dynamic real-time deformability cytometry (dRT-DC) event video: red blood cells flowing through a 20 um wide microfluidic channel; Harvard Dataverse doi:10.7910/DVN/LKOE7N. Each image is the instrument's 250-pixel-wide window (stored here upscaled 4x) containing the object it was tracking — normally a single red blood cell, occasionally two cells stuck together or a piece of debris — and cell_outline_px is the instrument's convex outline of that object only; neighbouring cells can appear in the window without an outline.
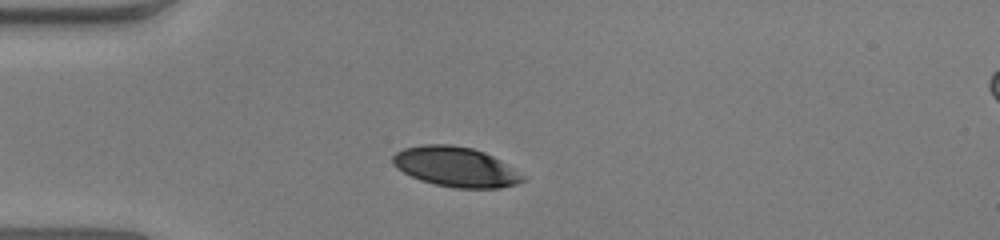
{"species": "human", "species_latin": "Homo sapiens", "temperature_condition": "warm", "stored_images_in_passage": 33, "camera_frame_rate_fps": 3000, "um_per_image_px": 0.085, "donor": {"sex": "male"}, "frame": {"image": 1, "passage_image": 1, "time_ms": 0.0, "image_size_px": [1000, 240], "cell_outline_px": [[528, 176], [524, 180], [516, 184], [500, 188], [456, 188], [436, 184], [420, 180], [396, 168], [392, 164], [392, 156], [396, 152], [404, 148], [424, 144], [452, 144], [472, 148], [484, 152], [500, 160]], "centroid_in_image_um": [38.75, 14.18], "position_along_channel_um": 46.2, "area_um2": 30.35}}
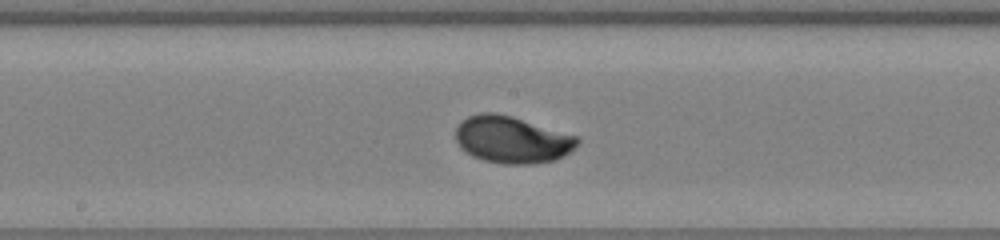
{"frame": {"image": 2, "passage_image": 15, "time_ms": 4.667, "image_size_px": [1000, 240], "cell_outline_px": [[580, 140], [564, 156], [556, 160], [532, 164], [504, 164], [484, 160], [472, 156], [460, 148], [456, 140], [456, 128], [460, 120], [468, 116], [480, 112], [496, 112], [512, 116], [580, 136]], "centroid_in_image_um": [43.51, 11.86], "position_along_channel_um": 204.7, "area_um2": 33.64}}
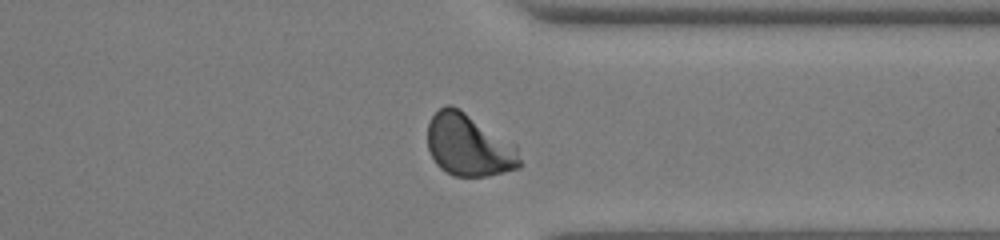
{"frame": {"image": 3, "passage_image": 28, "time_ms": 9.0, "image_size_px": [1000, 240], "cell_outline_px": [[520, 168], [488, 176], [452, 176], [440, 168], [436, 164], [428, 148], [428, 124], [432, 116], [440, 108], [448, 104], [452, 104], [460, 108], [516, 144], [520, 160]], "centroid_in_image_um": [39.85, 12.33], "position_along_channel_um": 371.5, "area_um2": 33.7}, "authors_computed_cell_mechanics": {"area_um2": 32.3102, "velocity_mm_per_s": 3.8856, "shape_relaxation_time_tau1_ms": 2.4124, "shape_relaxation_time_tau2_ms": null, "deformation_change_tau1": 0.1413, "deformation_change_tau2": null}}